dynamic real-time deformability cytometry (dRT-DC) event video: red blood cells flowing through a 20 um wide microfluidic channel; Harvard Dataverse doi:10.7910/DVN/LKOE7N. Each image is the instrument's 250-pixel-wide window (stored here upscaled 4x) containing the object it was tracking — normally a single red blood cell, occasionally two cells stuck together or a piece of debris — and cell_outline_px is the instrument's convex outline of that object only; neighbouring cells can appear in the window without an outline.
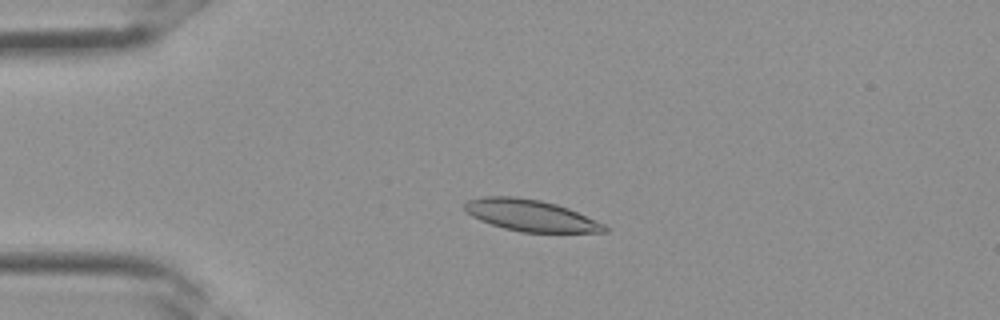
{"species": "Egyptian fruit bat (a non-hibernating species)", "species_latin": "Rousettus aegyptiacus", "temperature_condition": "room temperature", "stored_images_in_passage": 29, "camera_frame_rate_fps": 3000, "um_per_image_px": 0.085, "frame": {"image": 1, "passage_image": 2, "time_ms": 0.333, "image_size_px": [1000, 320], "cell_outline_px": [[608, 232], [520, 232], [504, 228], [480, 220], [472, 216], [464, 208], [464, 204], [468, 200], [484, 196], [512, 196], [540, 200], [556, 204], [568, 208], [604, 224], [608, 228]], "centroid_in_image_um": [45.1, 18.31], "position_along_channel_um": 39.9, "area_um2": 25.43}}
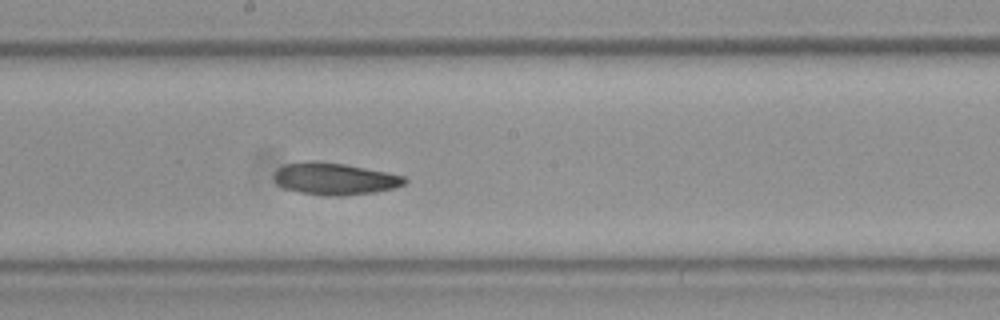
{"frame": {"image": 2, "passage_image": 13, "time_ms": 4.0, "image_size_px": [1000, 320], "cell_outline_px": [[408, 180], [404, 184], [396, 188], [376, 192], [344, 196], [324, 196], [300, 192], [284, 188], [276, 184], [272, 180], [272, 176], [276, 168], [284, 164], [304, 160], [316, 160], [344, 164], [388, 172], [404, 176]], "centroid_in_image_um": [28.4, 15.19], "position_along_channel_um": 219.8, "area_um2": 24.97}}
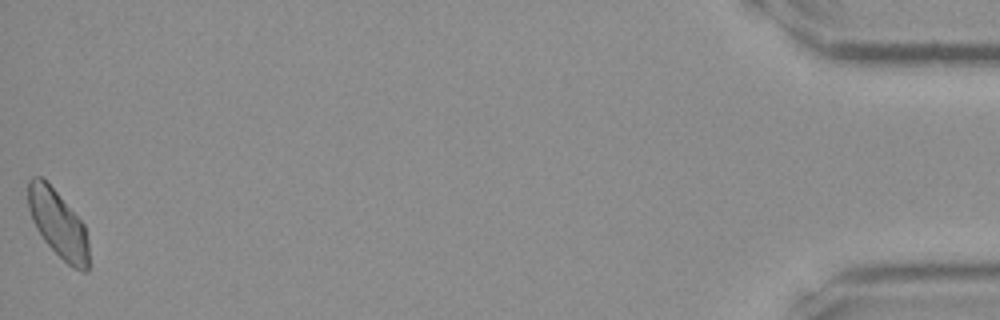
{"frame": {"image": 3, "passage_image": 29, "time_ms": 9.333, "image_size_px": [1000, 320], "cell_outline_px": [[92, 264], [88, 272], [80, 272], [72, 268], [44, 240], [36, 228], [32, 220], [28, 208], [28, 180], [32, 176], [40, 176], [56, 192], [84, 224]], "centroid_in_image_um": [4.98, 19.1], "position_along_channel_um": 430.2, "area_um2": 23.87}}